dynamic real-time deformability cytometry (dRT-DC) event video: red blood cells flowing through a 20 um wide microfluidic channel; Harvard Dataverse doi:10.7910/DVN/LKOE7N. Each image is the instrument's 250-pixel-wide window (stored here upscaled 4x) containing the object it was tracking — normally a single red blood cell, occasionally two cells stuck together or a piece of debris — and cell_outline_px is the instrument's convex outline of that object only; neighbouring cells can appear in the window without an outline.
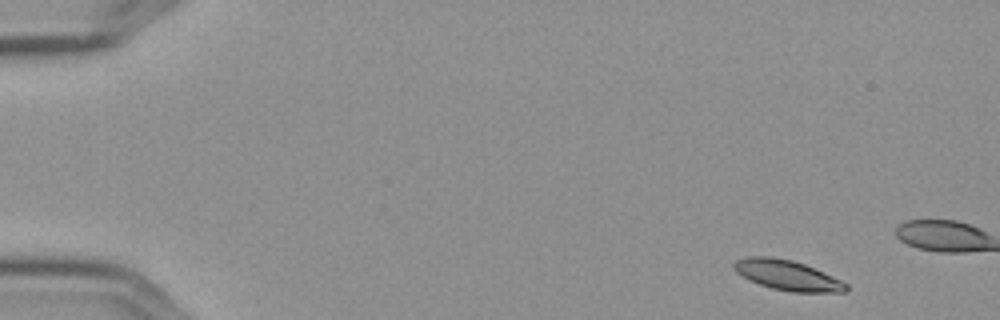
{"species": "Egyptian fruit bat (a non-hibernating species)", "species_latin": "Rousettus aegyptiacus", "temperature_condition": "cold", "stored_images_in_passage": 5, "camera_frame_rate_fps": 3000, "um_per_image_px": 0.085, "frame": {"image": 1, "passage_image": 1, "time_ms": 0.0, "image_size_px": [1000, 320], "cell_outline_px": [[848, 288], [844, 292], [792, 292], [772, 288], [748, 280], [736, 272], [732, 268], [732, 264], [736, 260], [748, 256], [768, 256], [792, 260], [804, 264], [840, 280], [848, 284]], "centroid_in_image_um": [66.87, 23.39], "position_along_channel_um": 18.1, "area_um2": 19.54}}